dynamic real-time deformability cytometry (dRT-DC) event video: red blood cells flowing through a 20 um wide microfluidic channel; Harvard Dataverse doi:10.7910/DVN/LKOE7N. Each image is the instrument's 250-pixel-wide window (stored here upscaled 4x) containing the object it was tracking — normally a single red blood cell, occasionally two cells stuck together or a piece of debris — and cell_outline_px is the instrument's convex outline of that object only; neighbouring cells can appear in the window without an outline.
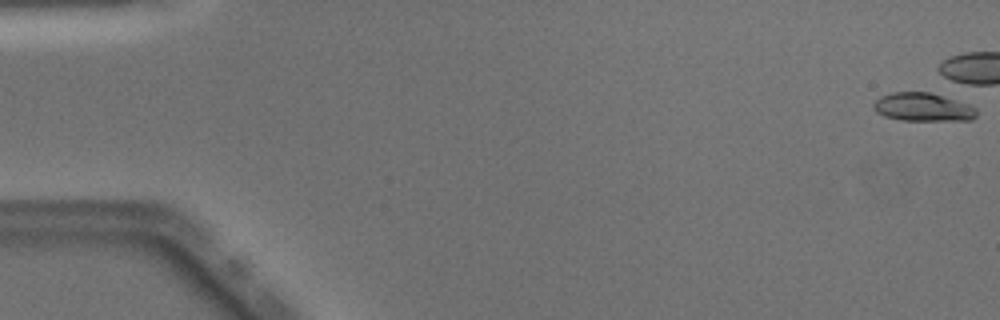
{"species": "Egyptian fruit bat (a non-hibernating species)", "species_latin": "Rousettus aegyptiacus", "temperature_condition": "warm", "stored_images_in_passage": 2, "camera_frame_rate_fps": 3000, "um_per_image_px": 0.085, "animal": {"sex": "male"}, "frame": {"image": 1, "passage_image": 1, "time_ms": 0.0, "image_size_px": [1000, 320], "cell_outline_px": [[976, 116], [972, 120], [900, 120], [884, 116], [876, 112], [872, 108], [872, 104], [880, 96], [892, 92], [928, 92], [968, 104], [976, 108]], "centroid_in_image_um": [78.4, 9.11], "position_along_channel_um": 6.6, "area_um2": 16.94}}